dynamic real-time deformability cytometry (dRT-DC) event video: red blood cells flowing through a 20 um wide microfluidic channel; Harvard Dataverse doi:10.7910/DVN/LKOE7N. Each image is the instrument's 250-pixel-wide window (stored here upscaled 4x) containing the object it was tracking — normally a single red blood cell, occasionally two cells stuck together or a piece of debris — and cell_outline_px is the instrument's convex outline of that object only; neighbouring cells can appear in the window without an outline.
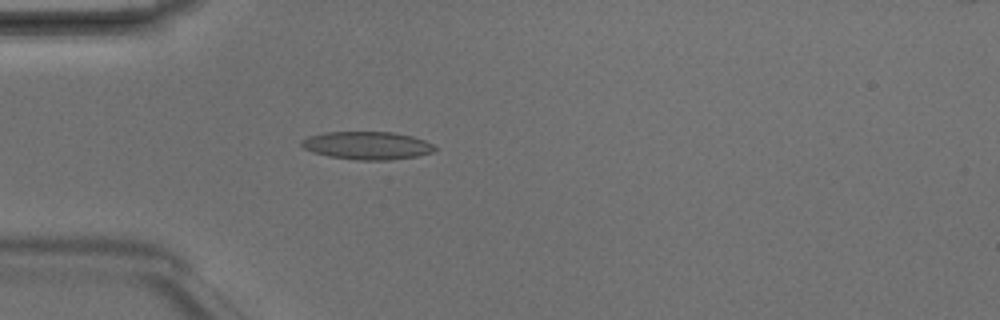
{"species": "Egyptian fruit bat (a non-hibernating species)", "species_latin": "Rousettus aegyptiacus", "temperature_condition": "room temperature", "stored_images_in_passage": 4, "camera_frame_rate_fps": 3000, "um_per_image_px": 0.085, "animal": {"sex": "male"}, "frame": {"image": 1, "passage_image": 4, "time_ms": 1.0, "image_size_px": [1000, 320], "cell_outline_px": [[436, 148], [432, 152], [416, 156], [392, 160], [356, 160], [328, 156], [312, 152], [304, 148], [300, 144], [300, 140], [308, 136], [324, 132], [392, 132], [412, 136], [424, 140], [432, 144]], "centroid_in_image_um": [31.17, 12.37], "position_along_channel_um": 53.8, "area_um2": 21.73}}